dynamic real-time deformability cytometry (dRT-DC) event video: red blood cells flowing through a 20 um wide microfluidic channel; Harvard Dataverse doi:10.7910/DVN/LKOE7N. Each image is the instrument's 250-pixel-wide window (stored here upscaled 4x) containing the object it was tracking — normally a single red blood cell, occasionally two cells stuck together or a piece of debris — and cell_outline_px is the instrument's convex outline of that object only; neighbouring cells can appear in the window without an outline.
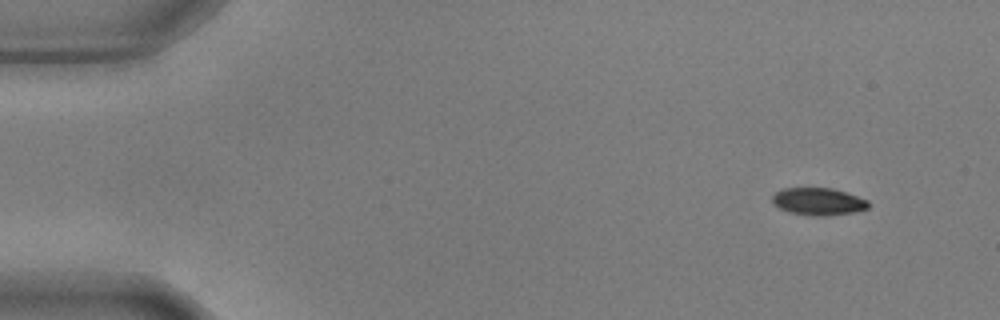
{"species": "common noctule bat (a hibernating species)", "species_latin": "Nyctalus noctula", "temperature_condition": "warm", "stored_images_in_passage": 51, "camera_frame_rate_fps": 3000, "um_per_image_px": 0.085, "animal": {"sex": "male", "body_mass_g": 17.9, "forearm_length_mm": 54.2}, "frame": {"image": 1, "passage_image": 1, "time_ms": 0.0, "image_size_px": [1000, 320], "cell_outline_px": [[868, 208], [852, 212], [824, 216], [816, 216], [792, 212], [780, 208], [772, 200], [772, 196], [776, 192], [784, 188], [832, 188], [868, 200]], "centroid_in_image_um": [69.56, 17.12], "position_along_channel_um": 15.4, "area_um2": 14.91}}
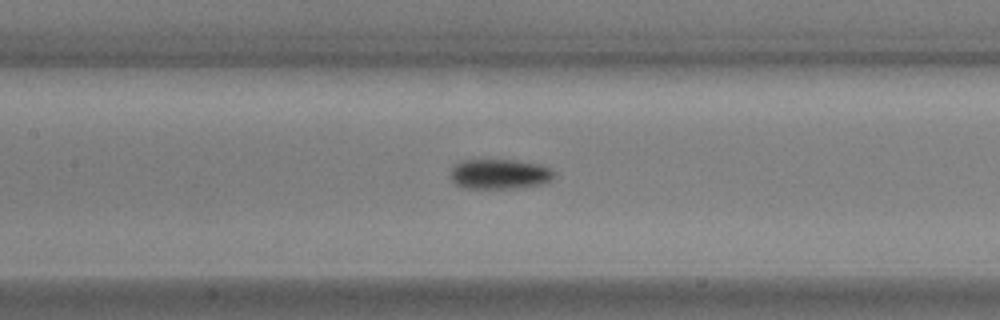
{"frame": {"image": 2, "passage_image": 22, "time_ms": 7.0, "image_size_px": [1000, 320], "cell_outline_px": [[556, 172], [552, 180], [540, 184], [512, 188], [460, 188], [452, 180], [452, 168], [460, 160], [516, 160], [540, 164]], "centroid_in_image_um": [42.47, 14.79], "position_along_channel_um": 164.9, "area_um2": 18.03}}
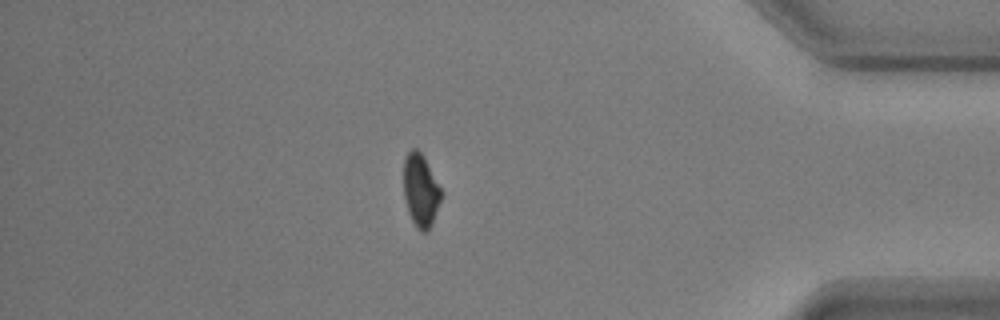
{"frame": {"image": 3, "passage_image": 44, "time_ms": 14.333, "image_size_px": [1000, 320], "cell_outline_px": [[444, 192], [432, 224], [428, 232], [420, 232], [416, 228], [408, 212], [404, 196], [404, 156], [412, 148], [416, 148], [424, 156]], "centroid_in_image_um": [35.78, 16.19], "position_along_channel_um": 399.4, "area_um2": 16.3}, "authors_computed_cell_mechanics": {"area_um2": 17.1666, "velocity_mm_per_s": 3.6728, "shape_relaxation_time_tau1_ms": 2.6385, "shape_relaxation_time_tau2_ms": null, "deformation_change_tau1": 0.1308, "deformation_change_tau2": null}}